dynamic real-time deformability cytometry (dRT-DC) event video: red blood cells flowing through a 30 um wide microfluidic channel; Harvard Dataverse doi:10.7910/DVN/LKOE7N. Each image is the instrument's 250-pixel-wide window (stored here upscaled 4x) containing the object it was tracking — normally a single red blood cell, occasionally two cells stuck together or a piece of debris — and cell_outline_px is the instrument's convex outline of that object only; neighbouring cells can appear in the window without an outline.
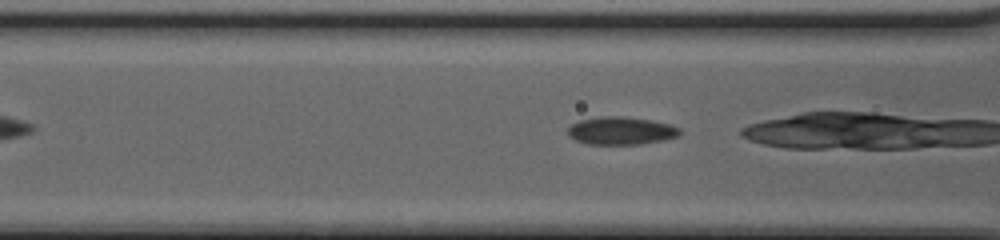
{"species": "common noctule bat (a hibernating species)", "species_latin": "Nyctalus noctula", "temperature_condition": "cold", "stored_images_in_passage": 9, "camera_frame_rate_fps": 3000, "um_per_image_px": 0.085, "animal": {"sex": "female", "body_mass_g": 20.0, "forearm_length_mm": 54.0}, "frame": {"image": 1, "passage_image": 7, "time_ms": 2.0, "image_size_px": [1000, 240], "cell_outline_px": [[680, 136], [664, 140], [640, 144], [588, 144], [576, 140], [568, 136], [568, 128], [572, 124], [580, 120], [600, 116], [624, 116], [652, 120], [672, 124], [680, 128]], "centroid_in_image_um": [52.82, 11.1], "position_along_channel_um": 113.8, "area_um2": 18.32}}